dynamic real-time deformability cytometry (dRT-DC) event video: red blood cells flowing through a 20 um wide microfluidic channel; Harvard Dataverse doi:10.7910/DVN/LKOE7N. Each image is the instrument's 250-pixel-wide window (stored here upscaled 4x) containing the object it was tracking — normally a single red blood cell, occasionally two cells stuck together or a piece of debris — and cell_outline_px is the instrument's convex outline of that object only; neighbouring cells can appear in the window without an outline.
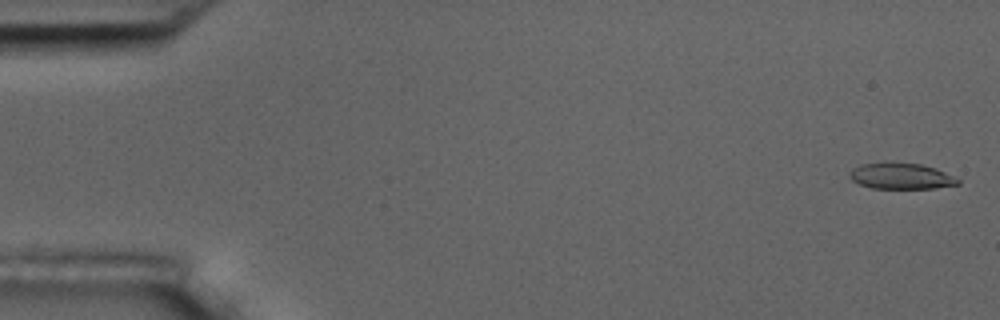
{"species": "common noctule bat (a hibernating species)", "species_latin": "Nyctalus noctula", "temperature_condition": "room temperature", "stored_images_in_passage": 6, "camera_frame_rate_fps": 3000, "um_per_image_px": 0.085, "animal": {"sex": "male", "body_mass_g": 17.5, "forearm_length_mm": 52.3}, "frame": {"image": 1, "passage_image": 1, "time_ms": 0.0, "image_size_px": [1000, 320], "cell_outline_px": [[960, 184], [936, 188], [872, 188], [860, 184], [852, 180], [848, 172], [852, 168], [860, 164], [892, 160], [920, 164], [936, 168], [960, 180]], "centroid_in_image_um": [76.55, 14.93], "position_along_channel_um": 8.4, "area_um2": 16.82}}